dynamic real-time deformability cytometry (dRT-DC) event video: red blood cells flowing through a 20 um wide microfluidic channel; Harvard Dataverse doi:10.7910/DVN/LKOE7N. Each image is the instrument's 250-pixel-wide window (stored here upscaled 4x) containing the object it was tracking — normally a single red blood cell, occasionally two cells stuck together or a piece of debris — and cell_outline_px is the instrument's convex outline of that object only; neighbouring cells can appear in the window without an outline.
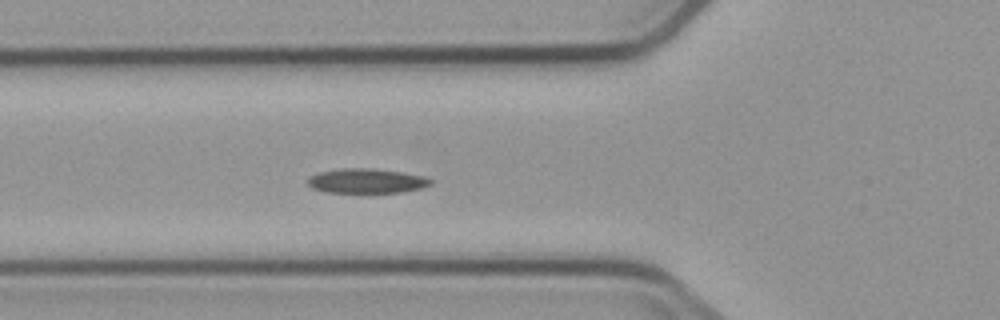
{"species": "common noctule bat (a hibernating species)", "species_latin": "Nyctalus noctula", "temperature_condition": "cold", "stored_images_in_passage": 4, "camera_frame_rate_fps": 3000, "um_per_image_px": 0.085, "animal": {"sex": "male", "body_mass_g": 23.1, "forearm_length_mm": 52.7}, "frame": {"image": 1, "passage_image": 4, "time_ms": 4.0, "image_size_px": [1000, 320], "cell_outline_px": [[432, 184], [420, 188], [400, 192], [324, 192], [312, 188], [308, 184], [308, 176], [320, 172], [340, 168], [372, 168], [404, 172], [424, 176], [432, 180]], "centroid_in_image_um": [31.14, 15.36], "position_along_channel_um": 94.7, "area_um2": 17.63}}